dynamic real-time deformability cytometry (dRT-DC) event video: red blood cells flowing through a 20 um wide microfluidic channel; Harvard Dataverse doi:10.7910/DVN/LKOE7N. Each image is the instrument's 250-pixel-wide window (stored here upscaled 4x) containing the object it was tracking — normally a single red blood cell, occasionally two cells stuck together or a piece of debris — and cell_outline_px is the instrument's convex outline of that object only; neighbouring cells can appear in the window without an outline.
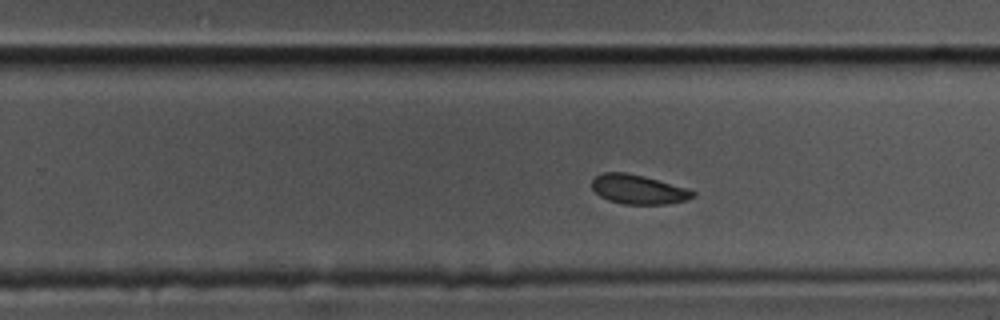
{"species": "common noctule bat (a hibernating species)", "species_latin": "Nyctalus noctula", "temperature_condition": "cold", "stored_images_in_passage": 45, "camera_frame_rate_fps": 3000, "um_per_image_px": 0.085, "animal": {"sex": "male", "body_mass_g": 17.5, "forearm_length_mm": 52.3}, "frame": {"image": 1, "passage_image": 22, "time_ms": 7.0, "image_size_px": [1000, 320], "cell_outline_px": [[696, 196], [688, 200], [668, 204], [624, 204], [608, 200], [600, 196], [592, 188], [592, 180], [600, 172], [624, 172], [644, 176], [688, 188], [696, 192]], "centroid_in_image_um": [54.28, 16.1], "position_along_channel_um": 275.5, "area_um2": 17.4}}
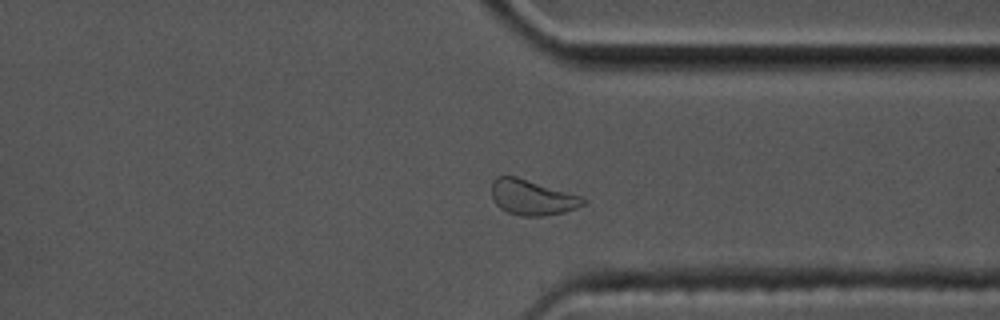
{"frame": {"image": 2, "passage_image": 30, "time_ms": 9.667, "image_size_px": [1000, 320], "cell_outline_px": [[588, 200], [584, 204], [576, 208], [564, 212], [540, 216], [520, 216], [508, 212], [500, 208], [496, 204], [492, 196], [492, 180], [496, 176], [516, 176], [580, 196]], "centroid_in_image_um": [45.21, 16.78], "position_along_channel_um": 366.2, "area_um2": 18.67}}
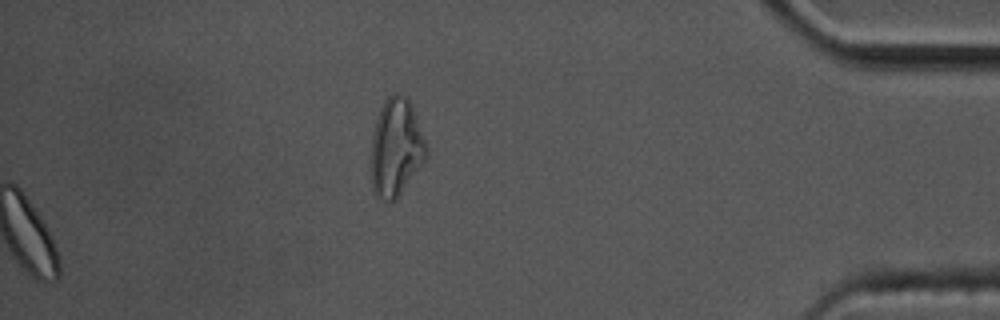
{"frame": {"image": 3, "passage_image": 45, "time_ms": 14.667, "image_size_px": [1000, 320], "cell_outline_px": [[428, 156], [396, 200], [384, 200], [376, 196], [372, 192], [368, 168], [372, 136], [376, 120], [380, 108], [384, 100], [388, 96], [396, 92], [404, 96], [412, 104], [428, 148]], "centroid_in_image_um": [33.62, 12.57], "position_along_channel_um": 401.6, "area_um2": 32.31}, "authors_computed_cell_mechanics": {"area_um2": 18.6116, "velocity_mm_per_s": 3.4003, "shape_relaxation_time_tau1_ms": 5.6633, "shape_relaxation_time_tau2_ms": 9.1462, "deformation_change_tau1": 0.0825, "deformation_change_tau2": 0.0887}}